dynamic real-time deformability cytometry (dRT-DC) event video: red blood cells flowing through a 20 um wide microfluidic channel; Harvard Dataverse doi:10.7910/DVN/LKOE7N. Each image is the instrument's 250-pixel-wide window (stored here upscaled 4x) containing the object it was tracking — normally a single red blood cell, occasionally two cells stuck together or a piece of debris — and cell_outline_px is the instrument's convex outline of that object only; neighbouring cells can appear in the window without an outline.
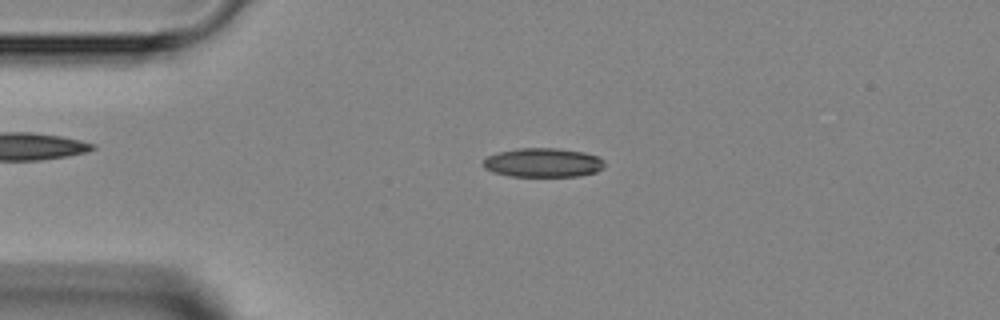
{"species": "Egyptian fruit bat (a non-hibernating species)", "species_latin": "Rousettus aegyptiacus", "temperature_condition": "room temperature", "stored_images_in_passage": 4, "camera_frame_rate_fps": 3000, "um_per_image_px": 0.085, "animal": {"sex": "female"}, "frame": {"image": 1, "passage_image": 3, "time_ms": 2.333, "image_size_px": [1000, 320], "cell_outline_px": [[604, 168], [596, 172], [580, 176], [508, 176], [492, 172], [484, 168], [480, 164], [488, 156], [500, 152], [520, 148], [556, 148], [584, 152], [600, 156], [604, 160]], "centroid_in_image_um": [46.17, 13.83], "position_along_channel_um": 38.8, "area_um2": 20.75}}